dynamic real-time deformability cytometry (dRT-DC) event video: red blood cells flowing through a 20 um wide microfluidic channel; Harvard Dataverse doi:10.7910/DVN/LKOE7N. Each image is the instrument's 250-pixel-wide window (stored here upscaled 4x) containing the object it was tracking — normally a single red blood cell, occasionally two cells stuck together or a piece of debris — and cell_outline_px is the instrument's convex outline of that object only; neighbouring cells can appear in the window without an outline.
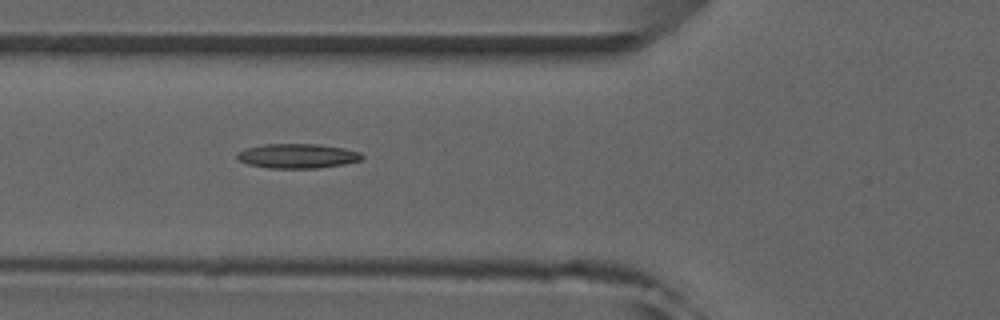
{"species": "common noctule bat (a hibernating species)", "species_latin": "Nyctalus noctula", "temperature_condition": "room temperature", "stored_images_in_passage": 5, "camera_frame_rate_fps": 3000, "um_per_image_px": 0.085, "animal": {"sex": "male", "forearm_length_mm": 52.5}, "frame": {"image": 1, "passage_image": 2, "time_ms": 1.0, "image_size_px": [1000, 320], "cell_outline_px": [[364, 156], [360, 160], [344, 164], [320, 168], [268, 168], [248, 164], [236, 160], [236, 152], [248, 148], [264, 144], [316, 144], [344, 148], [360, 152]], "centroid_in_image_um": [25.26, 13.26], "position_along_channel_um": 100.5, "area_um2": 17.92}}
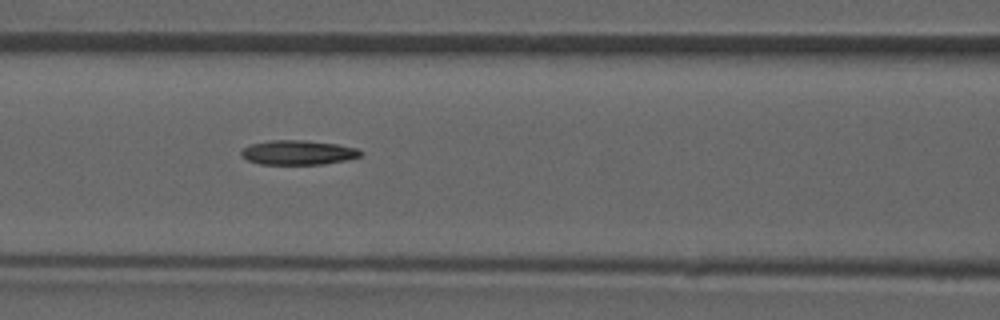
{"frame": {"image": 2, "passage_image": 3, "time_ms": 2.0, "image_size_px": [1000, 320], "cell_outline_px": [[364, 152], [360, 156], [344, 160], [324, 164], [260, 164], [248, 160], [240, 152], [244, 148], [252, 144], [268, 140], [304, 140], [336, 144], [356, 148]], "centroid_in_image_um": [25.35, 12.96], "position_along_channel_um": 141.3, "area_um2": 16.82}}